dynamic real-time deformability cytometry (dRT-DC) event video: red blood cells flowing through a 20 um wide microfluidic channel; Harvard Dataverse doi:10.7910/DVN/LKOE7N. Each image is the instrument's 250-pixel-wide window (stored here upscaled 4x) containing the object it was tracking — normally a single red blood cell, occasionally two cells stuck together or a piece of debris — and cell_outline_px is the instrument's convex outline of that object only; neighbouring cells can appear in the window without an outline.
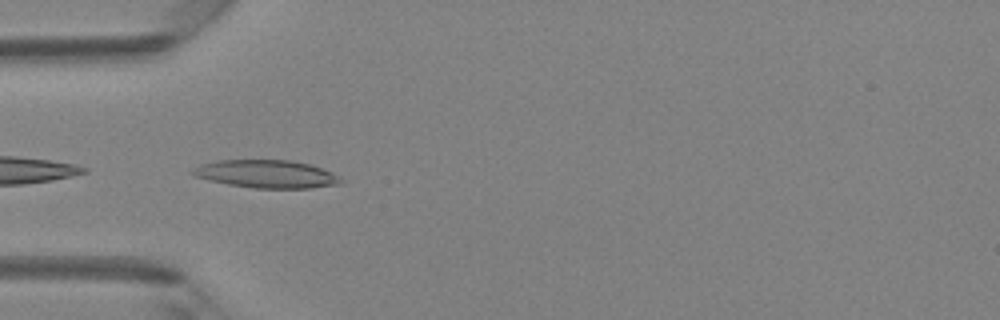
{"species": "Egyptian fruit bat (a non-hibernating species)", "species_latin": "Rousettus aegyptiacus", "temperature_condition": "room temperature", "stored_images_in_passage": 15, "camera_frame_rate_fps": 3000, "um_per_image_px": 0.085, "animal": {"sex": "female"}, "frame": {"image": 1, "passage_image": 1, "time_ms": 0.0, "image_size_px": [1000, 320], "cell_outline_px": [[344, 184], [312, 188], [256, 188], [228, 184], [208, 180], [196, 176], [188, 172], [200, 164], [220, 160], [292, 160], [308, 164], [332, 172], [344, 180]], "centroid_in_image_um": [22.68, 14.79], "position_along_channel_um": 62.3, "area_um2": 24.16}}
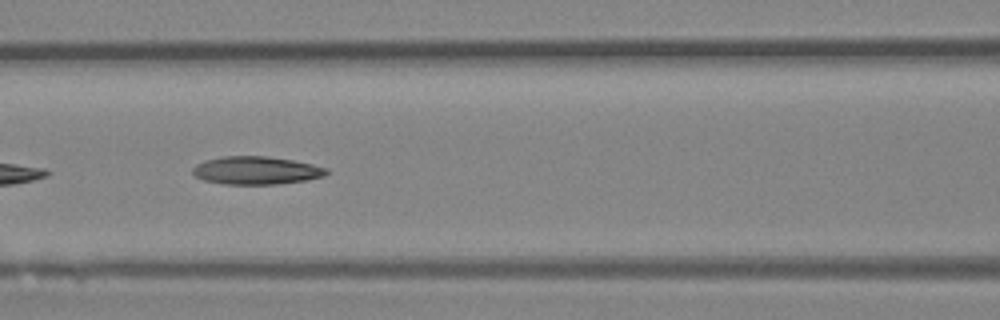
{"frame": {"image": 2, "passage_image": 7, "time_ms": 2.0, "image_size_px": [1000, 320], "cell_outline_px": [[328, 172], [324, 176], [308, 180], [276, 184], [224, 184], [204, 180], [196, 176], [192, 172], [192, 168], [196, 164], [204, 160], [224, 156], [268, 156], [292, 160], [312, 164], [328, 168]], "centroid_in_image_um": [21.78, 14.48], "position_along_channel_um": 144.8, "area_um2": 21.85}}